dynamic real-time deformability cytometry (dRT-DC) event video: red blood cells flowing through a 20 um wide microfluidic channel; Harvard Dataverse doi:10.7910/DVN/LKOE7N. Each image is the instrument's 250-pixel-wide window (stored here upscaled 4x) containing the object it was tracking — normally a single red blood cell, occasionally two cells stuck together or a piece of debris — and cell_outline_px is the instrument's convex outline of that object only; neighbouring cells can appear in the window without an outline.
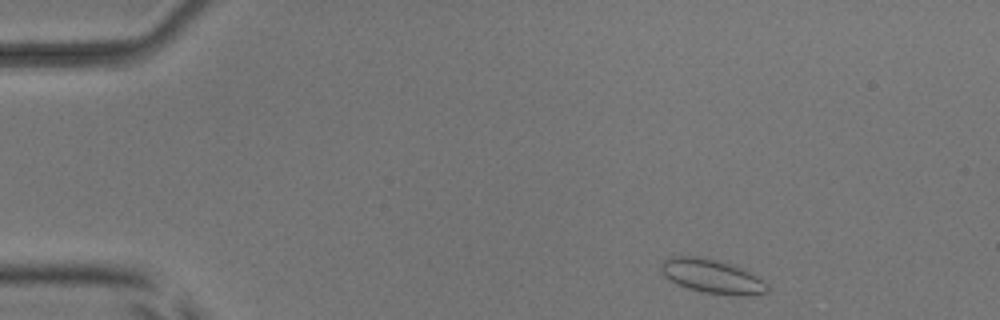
{"species": "common noctule bat (a hibernating species)", "species_latin": "Nyctalus noctula", "temperature_condition": "room temperature", "stored_images_in_passage": 41, "camera_frame_rate_fps": 3000, "um_per_image_px": 0.085, "animal": {"sex": "male", "body_mass_g": 17.9, "forearm_length_mm": 54.2}, "frame": {"image": 1, "passage_image": 2, "time_ms": 0.333, "image_size_px": [1000, 320], "cell_outline_px": [[768, 292], [740, 296], [736, 296], [700, 292], [676, 284], [664, 276], [660, 272], [660, 268], [664, 260], [672, 256], [696, 256], [744, 268], [768, 284]], "centroid_in_image_um": [60.5, 23.5], "position_along_channel_um": 24.5, "area_um2": 20.98}}
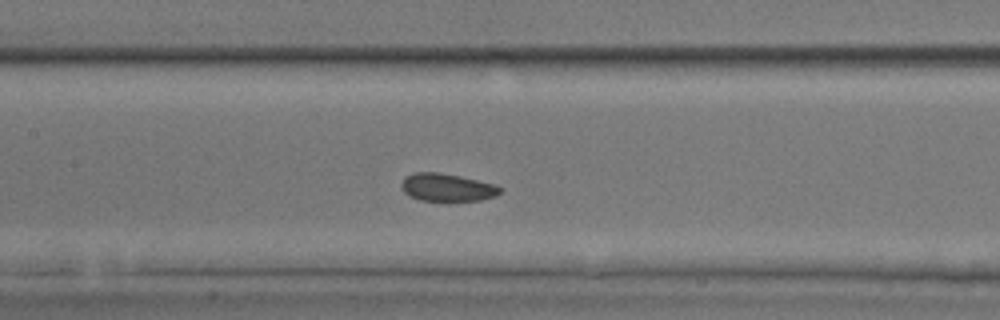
{"frame": {"image": 2, "passage_image": 20, "time_ms": 6.333, "image_size_px": [1000, 320], "cell_outline_px": [[504, 188], [496, 196], [480, 200], [420, 200], [408, 196], [404, 192], [400, 184], [404, 176], [416, 172], [440, 172], [460, 176], [496, 184]], "centroid_in_image_um": [38.0, 15.91], "position_along_channel_um": 169.4, "area_um2": 16.07}}
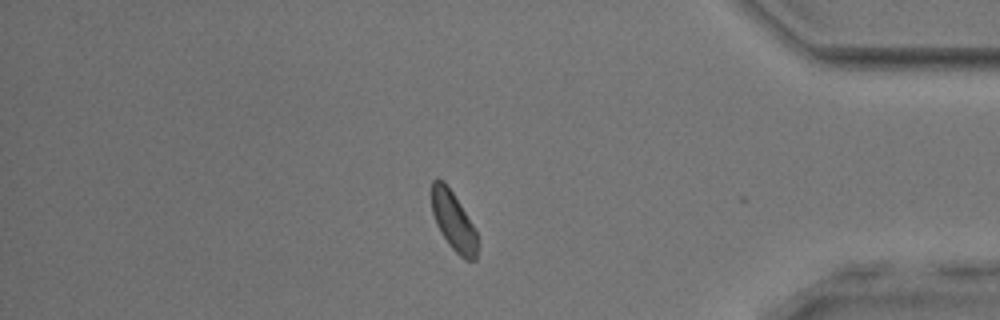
{"frame": {"image": 3, "passage_image": 40, "time_ms": 13.0, "image_size_px": [1000, 320], "cell_outline_px": [[476, 260], [464, 260], [448, 244], [440, 232], [436, 224], [432, 212], [432, 180], [436, 176], [444, 180], [452, 192], [472, 224], [476, 232]], "centroid_in_image_um": [38.5, 18.77], "position_along_channel_um": 396.7, "area_um2": 15.49}, "authors_computed_cell_mechanics": {"area_um2": 16.5886, "velocity_mm_per_s": 3.8446, "shape_relaxation_time_tau1_ms": null, "shape_relaxation_time_tau2_ms": 2.783, "deformation_change_tau1": null, "deformation_change_tau2": 0.0619}}